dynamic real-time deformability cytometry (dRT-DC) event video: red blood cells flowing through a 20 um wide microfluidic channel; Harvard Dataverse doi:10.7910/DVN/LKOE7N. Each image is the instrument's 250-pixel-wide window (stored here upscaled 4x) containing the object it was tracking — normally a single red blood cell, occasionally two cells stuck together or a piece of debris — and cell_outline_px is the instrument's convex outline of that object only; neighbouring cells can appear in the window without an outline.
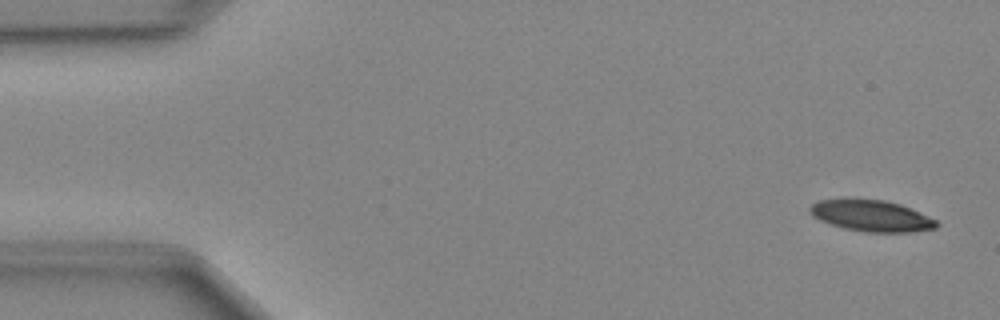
{"species": "Egyptian fruit bat (a non-hibernating species)", "species_latin": "Rousettus aegyptiacus", "temperature_condition": "cold", "stored_images_in_passage": 49, "segment_of_instrument_passage": [1, 2], "camera_frame_rate_fps": 3000, "um_per_image_px": 0.085, "animal": {"sex": "female"}, "frame": {"image": 1, "passage_image": 2, "time_ms": 0.333, "image_size_px": [1000, 320], "cell_outline_px": [[940, 224], [936, 228], [908, 232], [864, 232], [844, 228], [820, 220], [812, 216], [808, 212], [808, 208], [812, 204], [820, 200], [884, 200], [900, 204], [936, 220]], "centroid_in_image_um": [74.06, 18.36], "position_along_channel_um": 10.9, "area_um2": 22.66}}
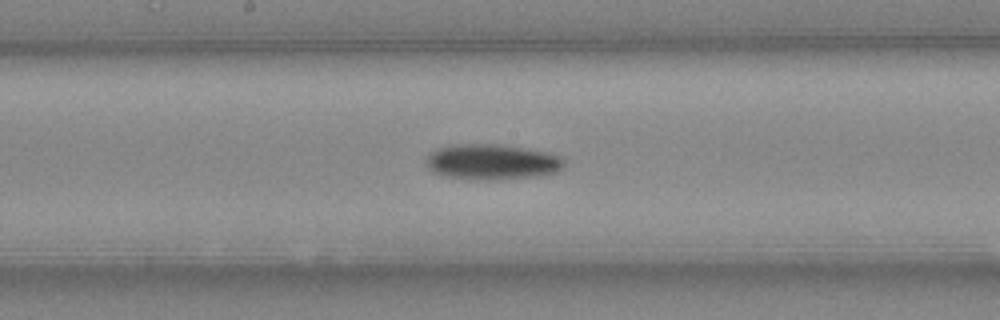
{"frame": {"image": 2, "passage_image": 25, "time_ms": 8.0, "image_size_px": [1000, 320], "cell_outline_px": [[564, 164], [556, 172], [544, 176], [492, 180], [476, 180], [440, 176], [432, 172], [428, 168], [428, 156], [432, 152], [440, 148], [456, 144], [500, 144], [544, 152], [560, 156], [564, 160]], "centroid_in_image_um": [41.81, 13.79], "position_along_channel_um": 206.4, "area_um2": 28.55}}
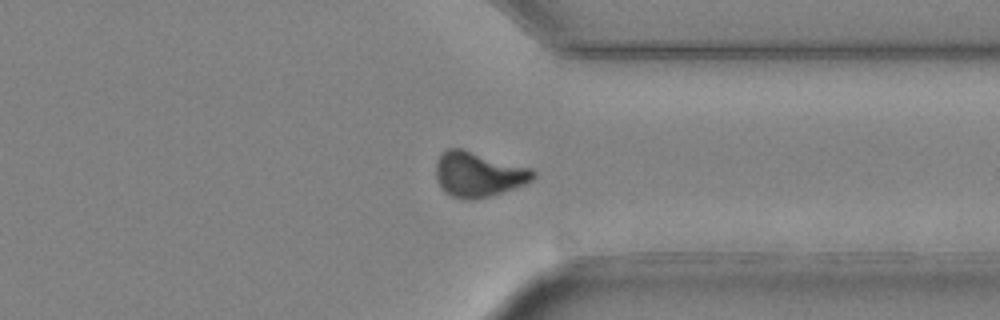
{"frame": {"image": 3, "passage_image": 37, "time_ms": 12.0, "image_size_px": [1000, 320], "cell_outline_px": [[536, 176], [532, 180], [524, 184], [488, 196], [472, 200], [464, 200], [448, 196], [440, 188], [436, 180], [436, 160], [448, 148], [464, 148], [532, 168], [536, 172]], "centroid_in_image_um": [40.63, 14.81], "position_along_channel_um": 370.8, "area_um2": 25.84}}